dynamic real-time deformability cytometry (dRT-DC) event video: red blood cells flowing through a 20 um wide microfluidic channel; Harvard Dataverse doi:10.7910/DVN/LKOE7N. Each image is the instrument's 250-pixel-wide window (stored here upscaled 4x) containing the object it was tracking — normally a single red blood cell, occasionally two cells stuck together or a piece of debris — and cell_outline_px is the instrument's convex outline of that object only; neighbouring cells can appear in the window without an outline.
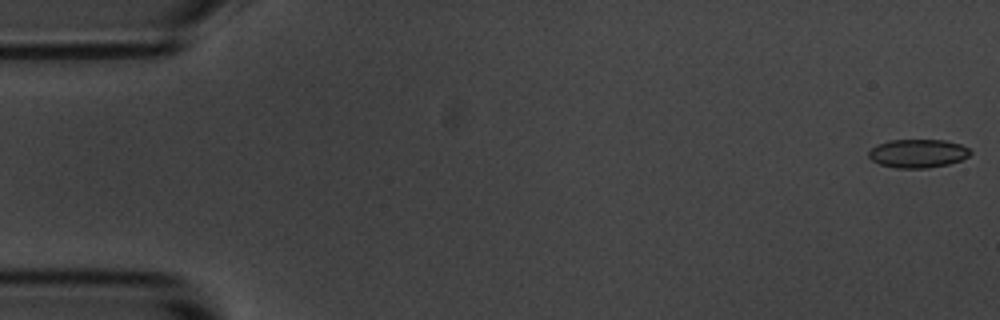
{"species": "common noctule bat (a hibernating species)", "species_latin": "Nyctalus noctula", "temperature_condition": "room temperature", "stored_images_in_passage": 52, "camera_frame_rate_fps": 3000, "um_per_image_px": 0.085, "animal": {"sex": "male", "body_mass_g": 20.1, "forearm_length_mm": 53.5}, "frame": {"image": 1, "passage_image": 1, "time_ms": 0.0, "image_size_px": [1000, 320], "cell_outline_px": [[972, 152], [968, 156], [960, 160], [948, 164], [928, 168], [896, 168], [880, 164], [872, 160], [868, 156], [868, 152], [872, 148], [888, 140], [944, 140], [960, 144], [968, 148]], "centroid_in_image_um": [78.02, 13.04], "position_along_channel_um": 7.0, "area_um2": 16.76}}
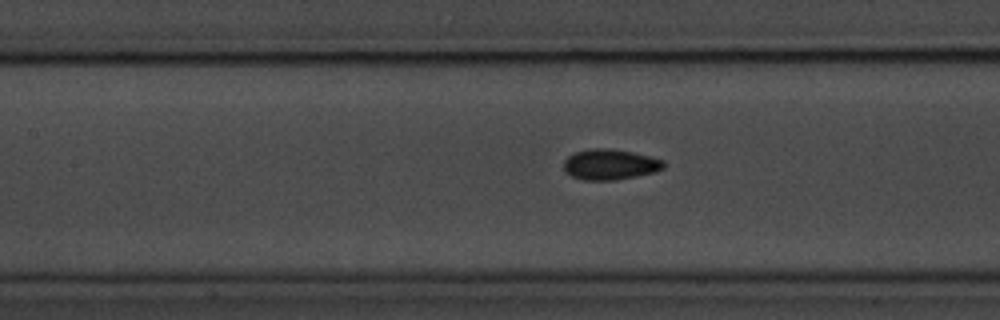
{"frame": {"image": 2, "passage_image": 24, "time_ms": 7.667, "image_size_px": [1000, 320], "cell_outline_px": [[664, 168], [652, 172], [636, 176], [616, 180], [584, 180], [572, 176], [564, 172], [564, 160], [568, 156], [576, 152], [592, 148], [612, 148], [632, 152], [664, 160]], "centroid_in_image_um": [51.82, 13.97], "position_along_channel_um": 155.6, "area_um2": 17.74}}
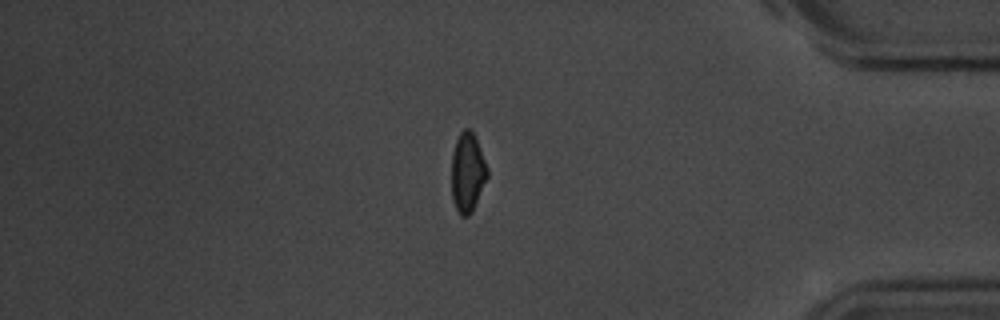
{"frame": {"image": 3, "passage_image": 46, "time_ms": 15.0, "image_size_px": [1000, 320], "cell_outline_px": [[488, 176], [472, 212], [468, 216], [460, 216], [452, 200], [452, 152], [456, 140], [460, 132], [464, 128], [472, 128], [488, 168]], "centroid_in_image_um": [39.74, 14.63], "position_along_channel_um": 395.5, "area_um2": 16.7}}